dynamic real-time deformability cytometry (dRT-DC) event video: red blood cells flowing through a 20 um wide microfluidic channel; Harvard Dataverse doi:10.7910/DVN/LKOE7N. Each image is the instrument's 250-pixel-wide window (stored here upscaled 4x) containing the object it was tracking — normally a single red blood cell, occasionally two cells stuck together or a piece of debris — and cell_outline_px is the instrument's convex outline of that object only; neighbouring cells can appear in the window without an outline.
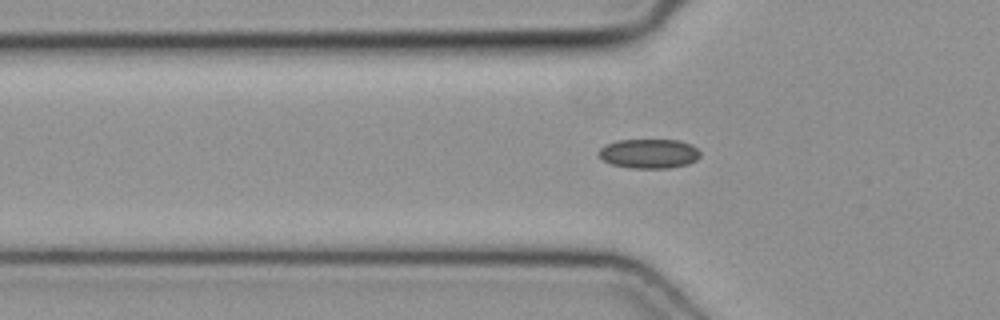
{"species": "common noctule bat (a hibernating species)", "species_latin": "Nyctalus noctula", "temperature_condition": "cold", "stored_images_in_passage": 37, "camera_frame_rate_fps": 3000, "um_per_image_px": 0.085, "animal": {"sex": "female", "body_mass_g": 19.3, "forearm_length_mm": 54.1}, "frame": {"image": 1, "passage_image": 8, "time_ms": 2.333, "image_size_px": [1000, 320], "cell_outline_px": [[700, 156], [696, 160], [688, 164], [672, 168], [628, 168], [612, 164], [604, 160], [596, 152], [604, 144], [616, 140], [680, 140], [692, 144], [700, 152]], "centroid_in_image_um": [55.16, 13.05], "position_along_channel_um": 70.6, "area_um2": 17.63}}
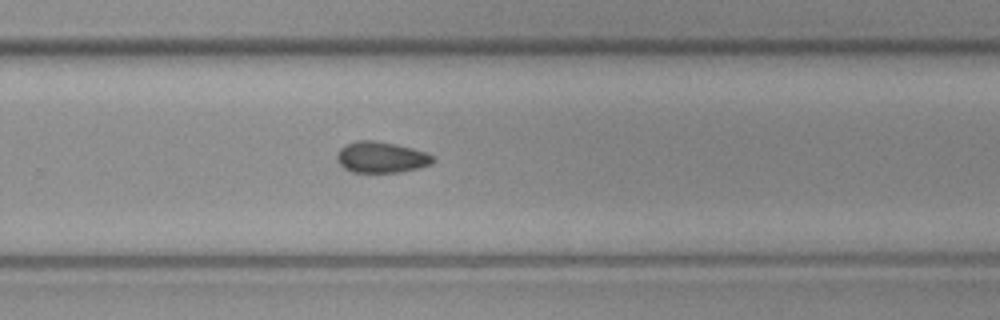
{"frame": {"image": 2, "passage_image": 24, "time_ms": 7.667, "image_size_px": [1000, 320], "cell_outline_px": [[436, 160], [432, 164], [420, 168], [400, 172], [352, 172], [344, 168], [336, 160], [336, 152], [340, 148], [356, 140], [372, 140], [396, 144], [412, 148], [424, 152], [432, 156]], "centroid_in_image_um": [32.4, 13.37], "position_along_channel_um": 297.4, "area_um2": 17.46}}
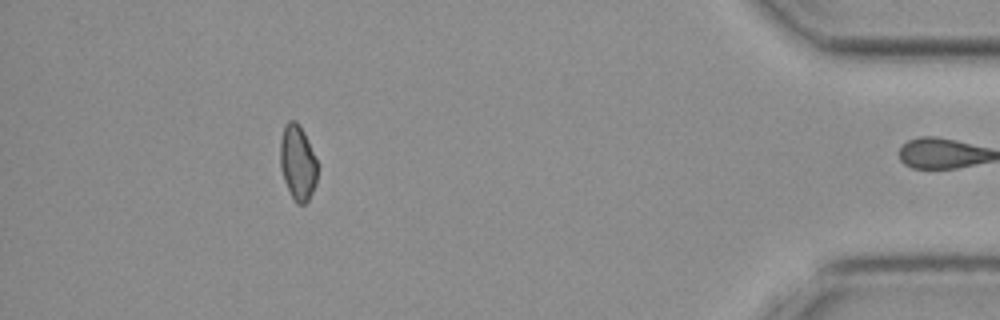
{"frame": {"image": 3, "passage_image": 36, "time_ms": 11.667, "image_size_px": [1000, 320], "cell_outline_px": [[316, 184], [308, 200], [304, 204], [296, 204], [284, 180], [280, 168], [280, 140], [284, 124], [288, 120], [296, 120], [304, 132], [316, 160]], "centroid_in_image_um": [25.27, 13.8], "position_along_channel_um": 409.9, "area_um2": 16.18}}